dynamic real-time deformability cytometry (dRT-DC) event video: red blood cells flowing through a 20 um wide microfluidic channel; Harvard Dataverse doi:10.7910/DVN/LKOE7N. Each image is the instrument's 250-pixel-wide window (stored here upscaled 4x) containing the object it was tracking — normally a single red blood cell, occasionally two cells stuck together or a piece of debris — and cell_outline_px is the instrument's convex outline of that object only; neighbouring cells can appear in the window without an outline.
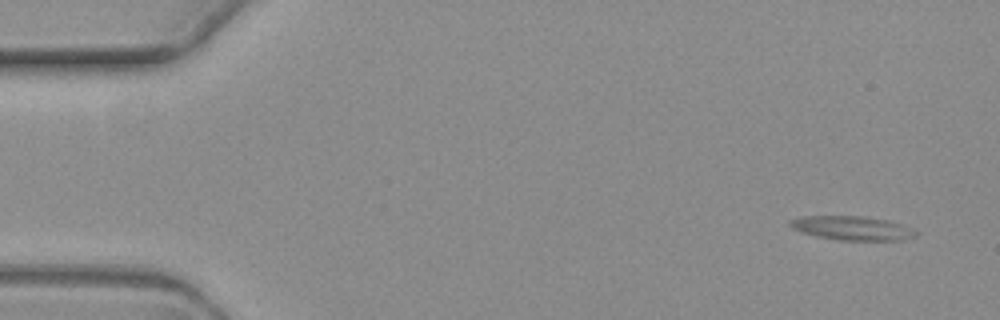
{"species": "common noctule bat (a hibernating species)", "species_latin": "Nyctalus noctula", "temperature_condition": "warm", "stored_images_in_passage": 6, "camera_frame_rate_fps": 3000, "um_per_image_px": 0.085, "animal": {"sex": "female", "body_mass_g": 19.3, "forearm_length_mm": 54.1}, "frame": {"image": 1, "passage_image": 1, "time_ms": 0.0, "image_size_px": [1000, 320], "cell_outline_px": [[920, 232], [916, 236], [908, 240], [840, 240], [816, 236], [792, 228], [788, 224], [788, 220], [804, 216], [864, 216], [888, 220], [900, 224]], "centroid_in_image_um": [72.47, 19.39], "position_along_channel_um": 12.5, "area_um2": 17.63}}
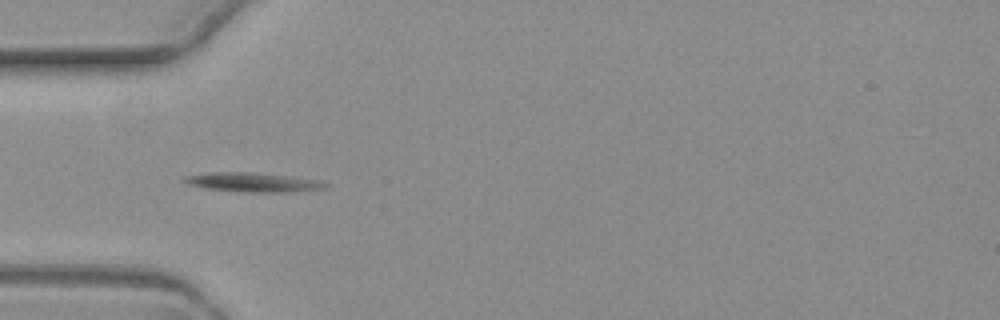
{"frame": {"image": 2, "passage_image": 5, "time_ms": 5.0, "image_size_px": [1000, 320], "cell_outline_px": [[328, 184], [324, 188], [292, 192], [244, 192], [204, 188], [188, 184], [184, 180], [184, 176], [212, 172], [244, 172], [292, 176], [320, 180]], "centroid_in_image_um": [21.52, 15.49], "position_along_channel_um": 63.5, "area_um2": 15.72}}
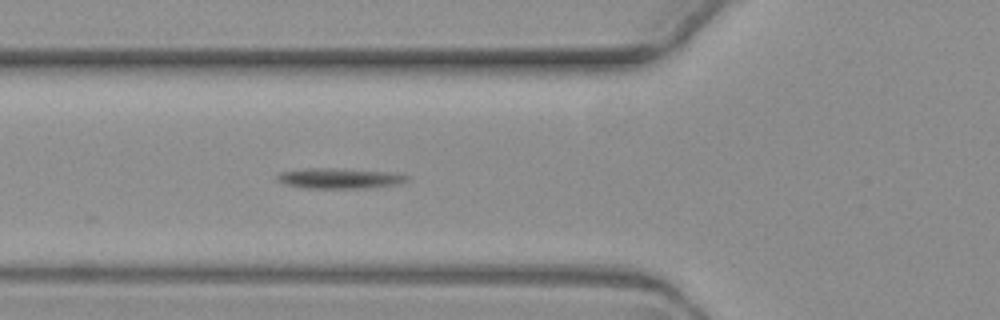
{"frame": {"image": 3, "passage_image": 6, "time_ms": 6.0, "image_size_px": [1000, 320], "cell_outline_px": [[408, 180], [400, 184], [368, 188], [304, 188], [284, 184], [276, 180], [276, 176], [280, 172], [308, 168], [328, 168], [396, 172], [408, 176]], "centroid_in_image_um": [28.87, 15.16], "position_along_channel_um": 96.9, "area_um2": 15.55}}